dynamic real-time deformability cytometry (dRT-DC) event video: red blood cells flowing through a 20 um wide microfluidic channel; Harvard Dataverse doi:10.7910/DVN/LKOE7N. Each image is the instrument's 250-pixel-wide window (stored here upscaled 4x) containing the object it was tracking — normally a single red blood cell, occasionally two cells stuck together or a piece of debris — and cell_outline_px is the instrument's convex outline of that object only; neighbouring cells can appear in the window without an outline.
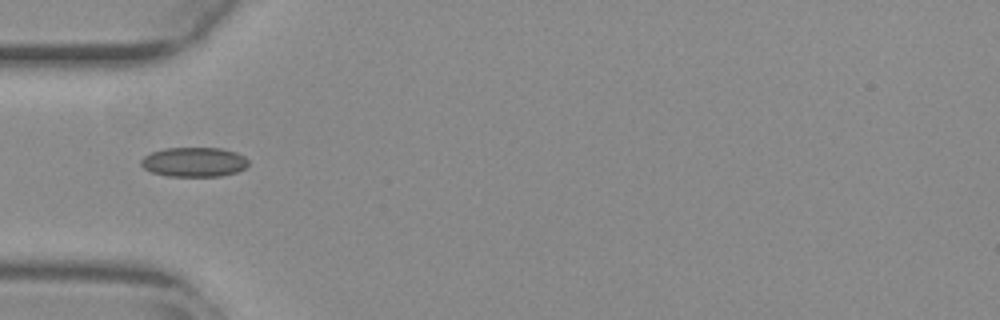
{"species": "common noctule bat (a hibernating species)", "species_latin": "Nyctalus noctula", "temperature_condition": "warm", "stored_images_in_passage": 37, "camera_frame_rate_fps": 3000, "um_per_image_px": 0.085, "animal": {"sex": "female", "body_mass_g": 29.2, "forearm_length_mm": 56.3}, "frame": {"image": 1, "passage_image": 1, "time_ms": 0.0, "image_size_px": [1000, 320], "cell_outline_px": [[248, 164], [244, 168], [236, 172], [220, 176], [168, 176], [152, 172], [144, 168], [140, 164], [140, 160], [144, 156], [152, 152], [164, 148], [220, 148], [236, 152], [244, 156], [248, 160]], "centroid_in_image_um": [16.48, 13.77], "position_along_channel_um": 68.5, "area_um2": 18.44}}
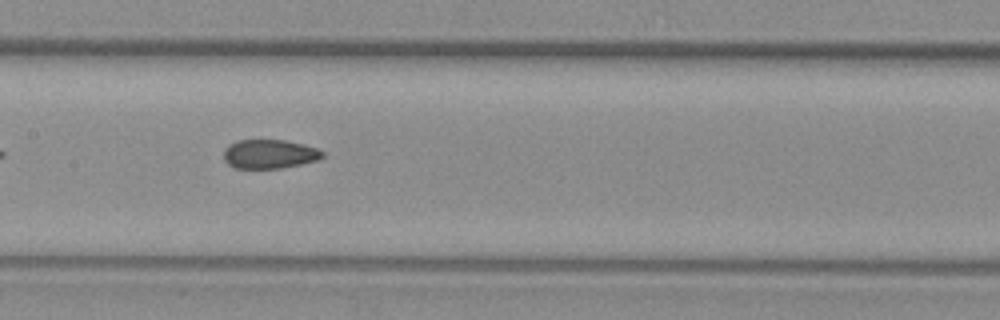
{"frame": {"image": 2, "passage_image": 10, "time_ms": 3.0, "image_size_px": [1000, 320], "cell_outline_px": [[324, 156], [316, 160], [300, 164], [280, 168], [232, 168], [224, 160], [224, 148], [228, 144], [236, 140], [284, 140], [304, 144], [316, 148], [324, 152]], "centroid_in_image_um": [22.86, 13.08], "position_along_channel_um": 184.5, "area_um2": 16.76}}
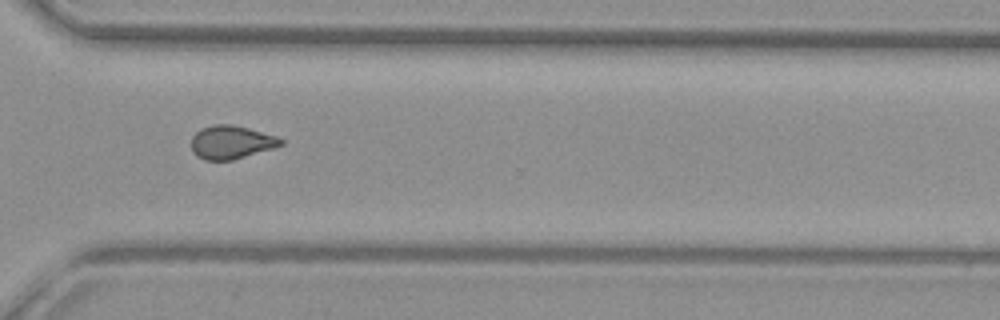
{"frame": {"image": 3, "passage_image": 23, "time_ms": 7.333, "image_size_px": [1000, 320], "cell_outline_px": [[284, 144], [276, 148], [232, 160], [204, 160], [196, 156], [192, 152], [192, 136], [200, 128], [212, 124], [232, 124], [248, 128], [276, 136], [284, 140]], "centroid_in_image_um": [19.66, 12.09], "position_along_channel_um": 350.9, "area_um2": 17.63}, "authors_computed_cell_mechanics": {"area_um2": 17.5134, "velocity_mm_per_s": 3.8444, "shape_relaxation_time_tau1_ms": null, "shape_relaxation_time_tau2_ms": 2.359, "deformation_change_tau1": null, "deformation_change_tau2": 0.0836}}